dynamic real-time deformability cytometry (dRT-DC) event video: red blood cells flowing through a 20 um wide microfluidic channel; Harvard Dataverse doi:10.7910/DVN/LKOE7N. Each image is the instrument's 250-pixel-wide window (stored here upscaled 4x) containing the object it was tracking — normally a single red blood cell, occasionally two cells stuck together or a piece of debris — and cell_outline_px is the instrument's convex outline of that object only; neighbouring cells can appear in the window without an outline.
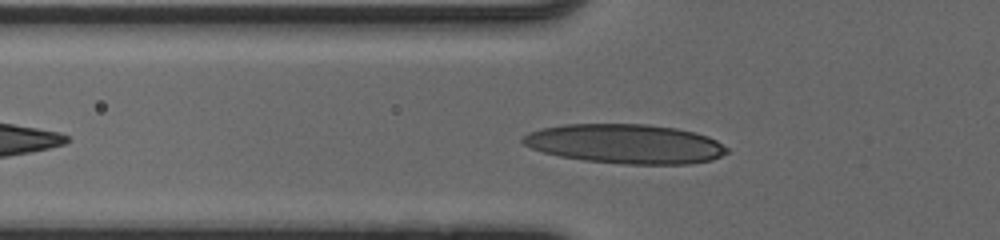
{"species": "human", "species_latin": "Homo sapiens", "temperature_condition": "cold", "stored_images_in_passage": 35, "camera_frame_rate_fps": 3000, "um_per_image_px": 0.085, "donor": {"sex": "male"}, "frame": {"image": 1, "passage_image": 6, "time_ms": 1.667, "image_size_px": [1000, 240], "cell_outline_px": [[728, 152], [712, 160], [692, 164], [624, 164], [584, 160], [560, 156], [544, 152], [532, 148], [524, 144], [520, 140], [528, 132], [540, 128], [564, 124], [648, 124], [676, 128], [696, 132], [708, 136], [716, 140], [728, 148]], "centroid_in_image_um": [53.17, 12.22], "position_along_channel_um": 72.6, "area_um2": 46.99}}
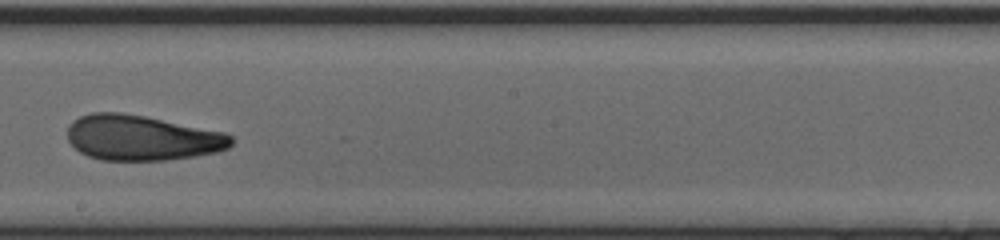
{"frame": {"image": 2, "passage_image": 18, "time_ms": 5.667, "image_size_px": [1000, 240], "cell_outline_px": [[232, 144], [228, 148], [216, 152], [196, 156], [168, 160], [100, 160], [88, 156], [80, 152], [68, 140], [68, 124], [72, 120], [80, 116], [92, 112], [120, 112], [144, 116], [224, 132], [232, 136]], "centroid_in_image_um": [12.03, 11.71], "position_along_channel_um": 236.2, "area_um2": 43.23}}
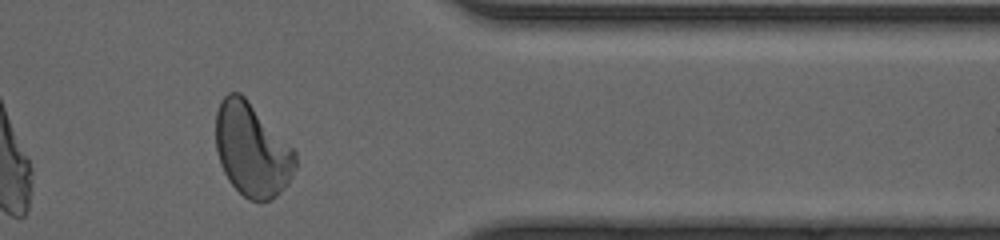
{"frame": {"image": 3, "passage_image": 30, "time_ms": 9.667, "image_size_px": [1000, 240], "cell_outline_px": [[296, 168], [288, 184], [276, 196], [268, 200], [248, 200], [228, 180], [220, 164], [216, 152], [216, 112], [220, 100], [228, 92], [240, 92], [248, 100], [296, 152]], "centroid_in_image_um": [21.4, 12.73], "position_along_channel_um": 390.0, "area_um2": 43.12}}